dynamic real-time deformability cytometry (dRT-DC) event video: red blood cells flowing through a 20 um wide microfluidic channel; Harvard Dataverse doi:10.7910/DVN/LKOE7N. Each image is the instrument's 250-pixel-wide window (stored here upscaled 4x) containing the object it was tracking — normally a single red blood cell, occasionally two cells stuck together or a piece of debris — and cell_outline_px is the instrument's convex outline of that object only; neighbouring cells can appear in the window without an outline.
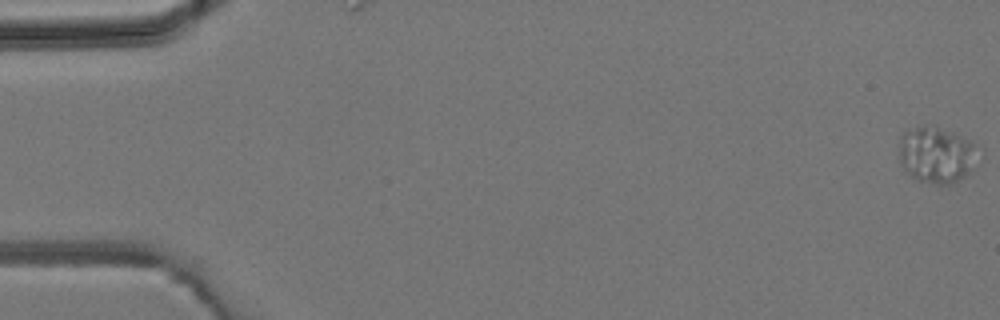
{"species": "common noctule bat (a hibernating species)", "species_latin": "Nyctalus noctula", "temperature_condition": "room temperature", "stored_images_in_passage": 4, "segment_of_instrument_passage": [2, 2], "camera_frame_rate_fps": 3000, "um_per_image_px": 0.085, "animal": {"sex": "male", "body_mass_g": 19.2, "forearm_length_mm": 51.8}, "frame": {"image": 1, "passage_image": 4, "time_ms": 3.667, "image_size_px": [1000, 320], "cell_outline_px": [[984, 156], [964, 176], [952, 184], [936, 184], [916, 180], [908, 176], [900, 164], [900, 136], [908, 128], [924, 124], [936, 124], [984, 148]], "centroid_in_image_um": [79.66, 13.13], "position_along_channel_um": 5.3, "area_um2": 27.17}}